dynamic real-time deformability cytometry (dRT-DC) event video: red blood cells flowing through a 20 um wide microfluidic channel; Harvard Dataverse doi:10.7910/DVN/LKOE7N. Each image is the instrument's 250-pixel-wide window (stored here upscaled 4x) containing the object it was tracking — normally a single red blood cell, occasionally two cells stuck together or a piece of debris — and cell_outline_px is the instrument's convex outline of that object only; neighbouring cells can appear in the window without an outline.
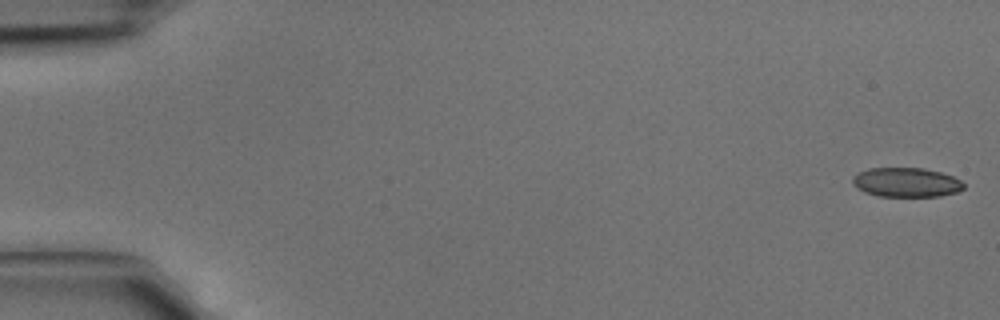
{"species": "common noctule bat (a hibernating species)", "species_latin": "Nyctalus noctula", "temperature_condition": "cold", "stored_images_in_passage": 5, "camera_frame_rate_fps": 3000, "um_per_image_px": 0.085, "animal": {"sex": "male", "body_mass_g": 15.6}, "frame": {"image": 1, "passage_image": 5, "time_ms": 1.333, "image_size_px": [1000, 320], "cell_outline_px": [[964, 188], [956, 192], [940, 196], [880, 196], [864, 192], [856, 188], [852, 184], [852, 176], [868, 168], [924, 168], [940, 172], [952, 176], [960, 180], [964, 184]], "centroid_in_image_um": [77.0, 15.5], "position_along_channel_um": 8.0, "area_um2": 19.02}}